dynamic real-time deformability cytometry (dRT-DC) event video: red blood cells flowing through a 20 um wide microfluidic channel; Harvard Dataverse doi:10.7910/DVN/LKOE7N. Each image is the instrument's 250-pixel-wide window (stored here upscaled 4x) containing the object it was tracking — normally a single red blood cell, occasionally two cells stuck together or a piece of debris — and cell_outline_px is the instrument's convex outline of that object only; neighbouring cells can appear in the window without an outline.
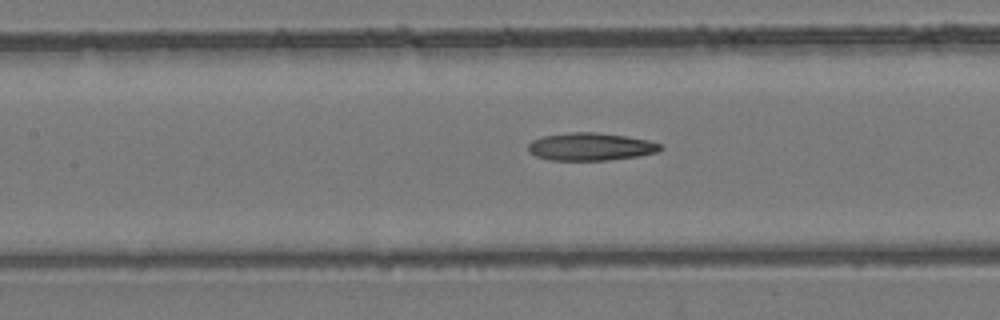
{"species": "common noctule bat (a hibernating species)", "species_latin": "Nyctalus noctula", "temperature_condition": "room temperature", "stored_images_in_passage": 24, "camera_frame_rate_fps": 3000, "um_per_image_px": 0.085, "animal": {"sex": "female", "body_mass_g": 24.6, "forearm_length_mm": 56.2}, "frame": {"image": 1, "passage_image": 23, "time_ms": 7.333, "image_size_px": [1000, 320], "cell_outline_px": [[664, 148], [656, 152], [640, 156], [608, 160], [548, 160], [536, 156], [528, 152], [528, 144], [532, 140], [544, 136], [568, 132], [596, 132], [624, 136], [648, 140], [660, 144]], "centroid_in_image_um": [50.18, 12.47], "position_along_channel_um": 157.2, "area_um2": 21.39}}